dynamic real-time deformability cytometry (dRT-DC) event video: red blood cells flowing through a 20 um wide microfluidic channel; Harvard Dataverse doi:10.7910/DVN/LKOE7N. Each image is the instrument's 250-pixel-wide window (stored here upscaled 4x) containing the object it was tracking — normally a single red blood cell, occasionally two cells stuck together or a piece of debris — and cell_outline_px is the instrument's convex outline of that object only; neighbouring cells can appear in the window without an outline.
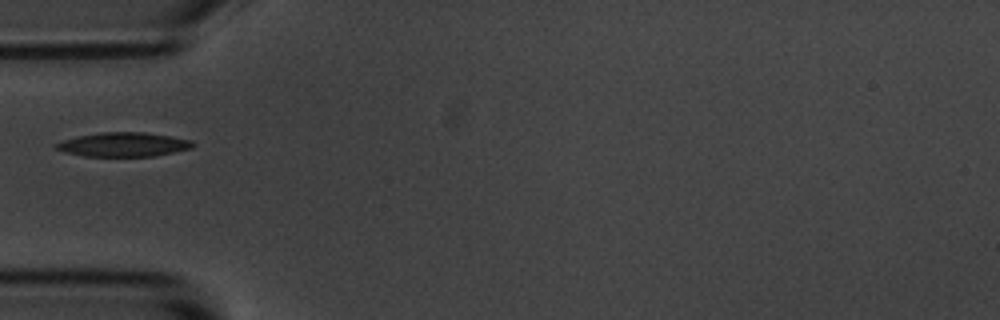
{"species": "common noctule bat (a hibernating species)", "species_latin": "Nyctalus noctula", "temperature_condition": "room temperature", "stored_images_in_passage": 38, "camera_frame_rate_fps": 3000, "um_per_image_px": 0.085, "animal": {"sex": "male", "body_mass_g": 20.1, "forearm_length_mm": 53.5}, "frame": {"image": 1, "passage_image": 1, "time_ms": 0.0, "image_size_px": [1000, 320], "cell_outline_px": [[196, 144], [192, 148], [156, 156], [84, 156], [64, 152], [56, 148], [52, 144], [64, 140], [80, 136], [100, 132], [144, 132], [172, 136], [192, 140]], "centroid_in_image_um": [10.53, 12.28], "position_along_channel_um": 74.5, "area_um2": 19.31}}
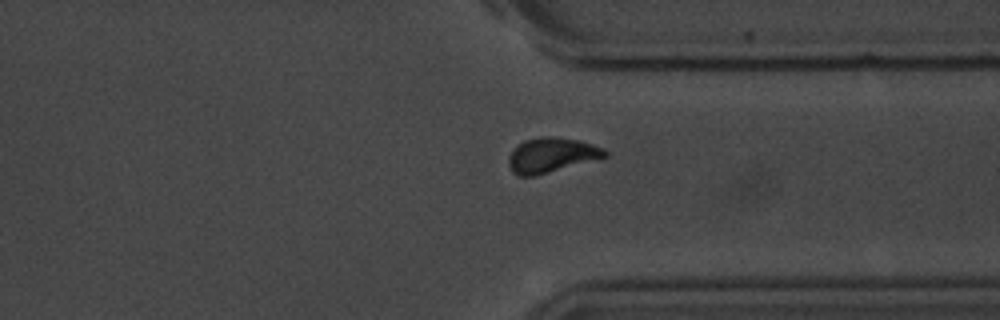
{"frame": {"image": 2, "passage_image": 25, "time_ms": 8.0, "image_size_px": [1000, 320], "cell_outline_px": [[608, 156], [536, 176], [520, 176], [512, 172], [508, 164], [508, 156], [516, 144], [524, 140], [540, 136], [556, 136], [580, 140], [604, 148], [608, 152]], "centroid_in_image_um": [46.85, 13.17], "position_along_channel_um": 364.6, "area_um2": 19.83}}
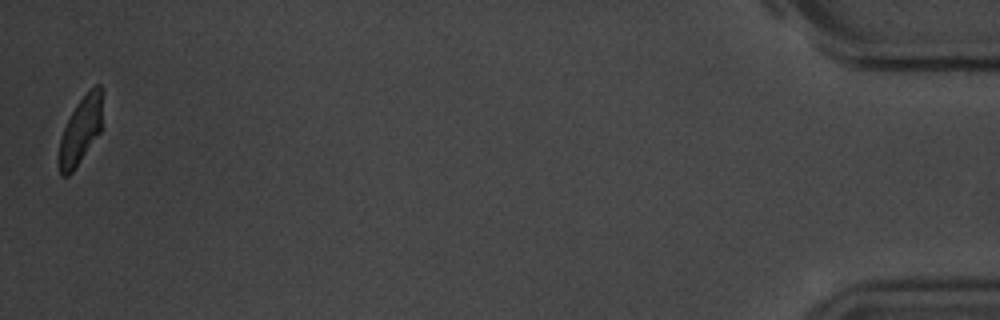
{"frame": {"image": 3, "passage_image": 38, "time_ms": 12.333, "image_size_px": [1000, 320], "cell_outline_px": [[100, 132], [72, 172], [68, 176], [60, 176], [60, 140], [64, 128], [76, 104], [96, 84], [100, 84]], "centroid_in_image_um": [6.82, 11.12], "position_along_channel_um": 428.4, "area_um2": 16.01}}